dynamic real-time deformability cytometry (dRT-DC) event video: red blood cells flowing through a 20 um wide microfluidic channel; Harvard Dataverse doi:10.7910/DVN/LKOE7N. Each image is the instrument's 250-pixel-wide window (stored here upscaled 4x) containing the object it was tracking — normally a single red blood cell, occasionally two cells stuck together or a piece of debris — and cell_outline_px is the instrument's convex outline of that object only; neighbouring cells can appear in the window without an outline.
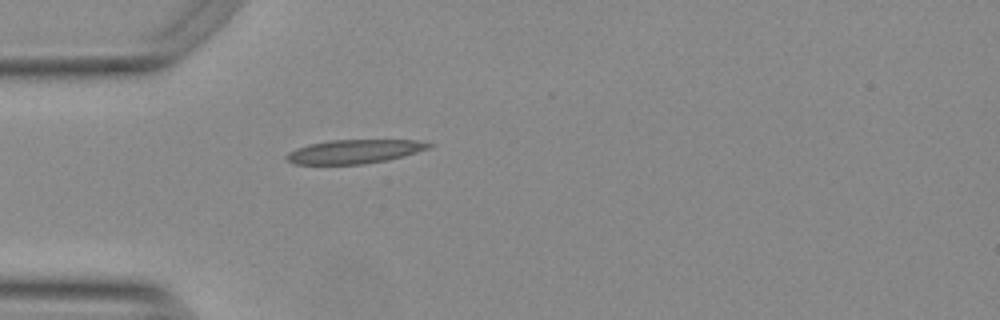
{"species": "Egyptian fruit bat (a non-hibernating species)", "species_latin": "Rousettus aegyptiacus", "temperature_condition": "warm", "stored_images_in_passage": 39, "camera_frame_rate_fps": 3000, "um_per_image_px": 0.085, "animal": {"sex": "female"}, "frame": {"image": 1, "passage_image": 1, "time_ms": 0.0, "image_size_px": [1000, 320], "cell_outline_px": [[436, 144], [432, 148], [404, 156], [388, 160], [364, 164], [296, 164], [284, 160], [284, 156], [288, 152], [296, 148], [308, 144], [332, 140], [416, 140]], "centroid_in_image_um": [30.14, 12.88], "position_along_channel_um": 54.9, "area_um2": 20.06}}
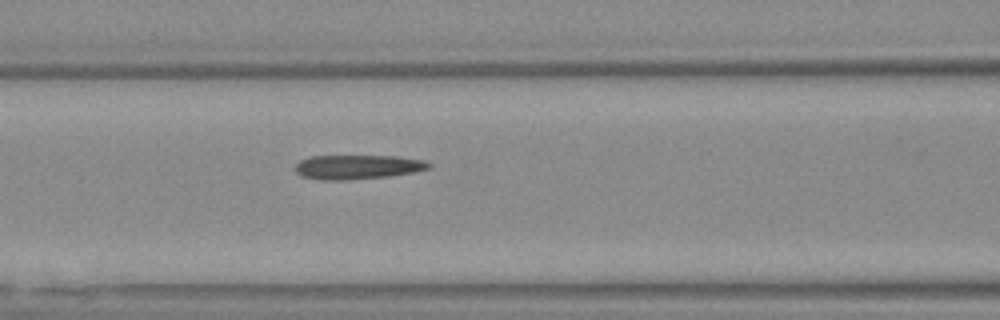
{"frame": {"image": 2, "passage_image": 8, "time_ms": 2.333, "image_size_px": [1000, 320], "cell_outline_px": [[432, 168], [412, 172], [388, 176], [344, 180], [320, 180], [300, 176], [296, 172], [296, 164], [300, 160], [312, 156], [396, 156], [424, 160], [432, 164]], "centroid_in_image_um": [30.39, 14.19], "position_along_channel_um": 136.2, "area_um2": 18.9}}
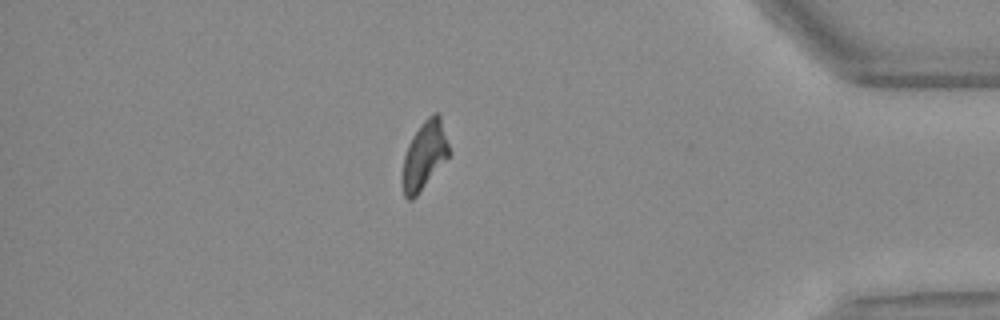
{"frame": {"image": 3, "passage_image": 32, "time_ms": 10.333, "image_size_px": [1000, 320], "cell_outline_px": [[448, 156], [416, 196], [412, 200], [408, 200], [404, 196], [400, 184], [400, 176], [404, 156], [408, 144], [412, 136], [420, 124], [432, 112], [436, 112], [440, 116], [448, 144]], "centroid_in_image_um": [36.0, 13.23], "position_along_channel_um": 399.2, "area_um2": 18.44}, "authors_computed_cell_mechanics": {"area_um2": 19.0162, "velocity_mm_per_s": 3.764, "shape_relaxation_time_tau1_ms": null, "shape_relaxation_time_tau2_ms": 4.3722, "deformation_change_tau1": null, "deformation_change_tau2": 0.118}}